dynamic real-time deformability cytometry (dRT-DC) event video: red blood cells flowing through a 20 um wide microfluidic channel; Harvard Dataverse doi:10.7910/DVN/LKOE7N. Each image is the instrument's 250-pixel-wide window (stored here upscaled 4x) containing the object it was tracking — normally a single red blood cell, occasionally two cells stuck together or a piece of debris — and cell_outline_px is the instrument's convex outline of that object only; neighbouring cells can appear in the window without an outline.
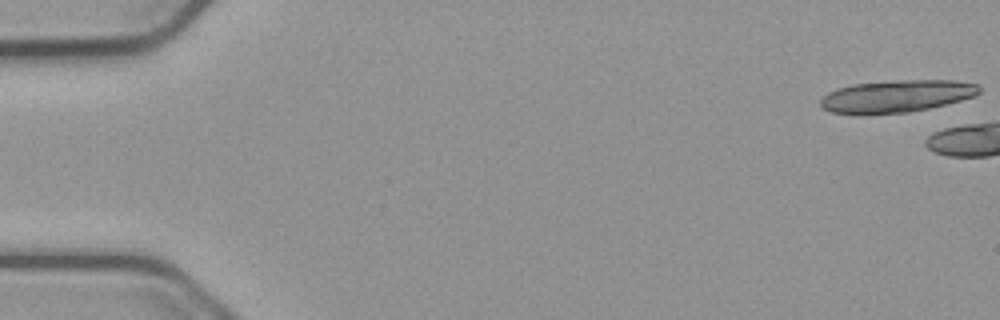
{"species": "common noctule bat (a hibernating species)", "species_latin": "Nyctalus noctula", "temperature_condition": "cold", "stored_images_in_passage": 6, "camera_frame_rate_fps": 3000, "um_per_image_px": 0.085, "animal": {"sex": "male", "body_mass_g": 23.1, "forearm_length_mm": 52.7}, "frame": {"image": 1, "passage_image": 1, "time_ms": 0.0, "image_size_px": [1000, 320], "cell_outline_px": [[980, 92], [976, 96], [928, 108], [908, 112], [860, 116], [832, 112], [820, 108], [820, 100], [828, 92], [836, 88], [852, 84], [896, 80], [956, 80], [976, 84], [980, 88]], "centroid_in_image_um": [76.14, 8.19], "position_along_channel_um": 8.9, "area_um2": 30.35}}